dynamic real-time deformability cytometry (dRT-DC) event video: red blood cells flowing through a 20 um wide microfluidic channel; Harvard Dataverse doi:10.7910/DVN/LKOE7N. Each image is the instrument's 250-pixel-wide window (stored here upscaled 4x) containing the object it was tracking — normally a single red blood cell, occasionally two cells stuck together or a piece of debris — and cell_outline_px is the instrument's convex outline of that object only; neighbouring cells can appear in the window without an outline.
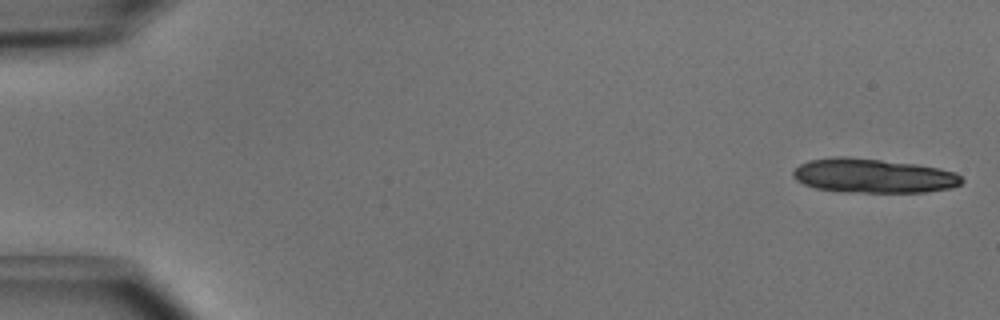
{"species": "common noctule bat (a hibernating species)", "species_latin": "Nyctalus noctula", "temperature_condition": "cold", "stored_images_in_passage": 14, "camera_frame_rate_fps": 3000, "um_per_image_px": 0.085, "animal": {"sex": "male", "body_mass_g": 15.6}, "frame": {"image": 1, "passage_image": 1, "time_ms": 0.0, "image_size_px": [1000, 320], "cell_outline_px": [[964, 180], [960, 184], [952, 188], [928, 192], [844, 192], [816, 188], [804, 184], [796, 180], [792, 176], [792, 172], [800, 164], [808, 160], [836, 156], [848, 156], [916, 164], [940, 168], [956, 172]], "centroid_in_image_um": [74.23, 14.94], "position_along_channel_um": 10.8, "area_um2": 33.93}}